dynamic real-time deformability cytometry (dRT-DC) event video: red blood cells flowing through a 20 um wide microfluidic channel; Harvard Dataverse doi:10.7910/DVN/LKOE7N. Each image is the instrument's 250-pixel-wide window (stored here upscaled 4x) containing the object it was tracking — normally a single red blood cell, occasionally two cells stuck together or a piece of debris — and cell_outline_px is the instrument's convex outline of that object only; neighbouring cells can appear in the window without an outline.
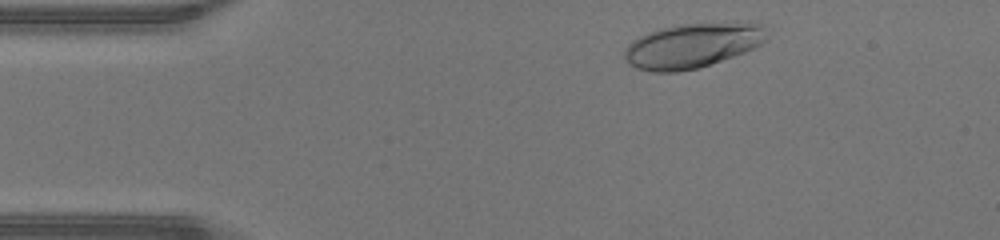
{"species": "human", "species_latin": "Homo sapiens", "temperature_condition": "warm", "stored_images_in_passage": 35, "camera_frame_rate_fps": 3000, "um_per_image_px": 0.085, "donor": {"sex": "male"}, "frame": {"image": 1, "passage_image": 3, "time_ms": 0.667, "image_size_px": [1000, 240], "cell_outline_px": [[768, 40], [756, 48], [700, 68], [676, 72], [652, 72], [636, 68], [628, 64], [624, 56], [624, 48], [632, 40], [656, 28], [684, 24], [748, 20], [764, 24]], "centroid_in_image_um": [58.92, 3.84], "position_along_channel_um": 26.1, "area_um2": 38.21}}
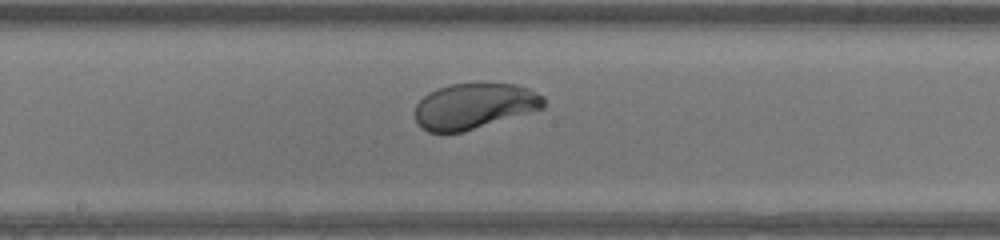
{"frame": {"image": 2, "passage_image": 20, "time_ms": 6.333, "image_size_px": [1000, 240], "cell_outline_px": [[544, 108], [464, 132], [428, 132], [420, 128], [416, 124], [416, 104], [428, 92], [436, 88], [448, 84], [480, 80], [516, 84], [528, 88], [544, 96]], "centroid_in_image_um": [40.3, 8.97], "position_along_channel_um": 207.9, "area_um2": 35.32}}
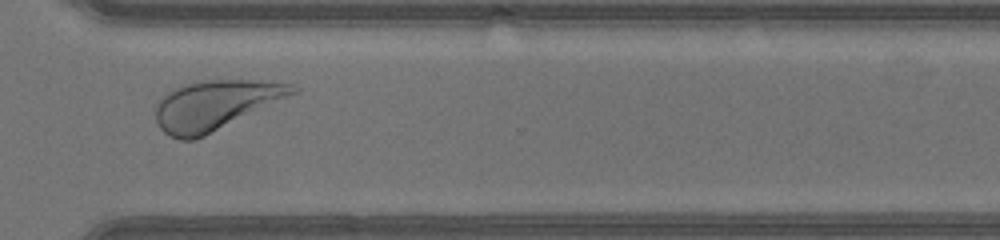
{"frame": {"image": 3, "passage_image": 30, "time_ms": 9.667, "image_size_px": [1000, 240], "cell_outline_px": [[300, 92], [204, 136], [192, 140], [180, 140], [168, 136], [156, 124], [156, 104], [160, 96], [172, 88], [180, 84], [200, 80], [260, 80], [292, 84], [300, 88]], "centroid_in_image_um": [18.29, 8.91], "position_along_channel_um": 352.3, "area_um2": 40.11}, "authors_computed_cell_mechanics": {"area_um2": 36.3562, "velocity_mm_per_s": 4.3402, "shape_relaxation_time_tau1_ms": 2.4065, "shape_relaxation_time_tau2_ms": null, "deformation_change_tau1": 0.1757, "deformation_change_tau2": null}}